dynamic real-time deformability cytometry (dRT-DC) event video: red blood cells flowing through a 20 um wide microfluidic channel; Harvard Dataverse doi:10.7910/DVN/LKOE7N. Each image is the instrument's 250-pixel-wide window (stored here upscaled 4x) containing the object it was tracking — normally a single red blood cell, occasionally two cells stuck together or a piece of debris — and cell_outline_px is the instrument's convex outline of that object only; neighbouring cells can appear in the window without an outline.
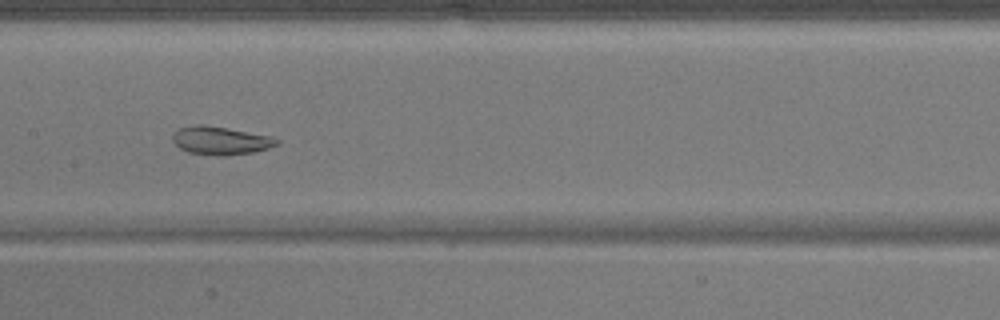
{"species": "common noctule bat (a hibernating species)", "species_latin": "Nyctalus noctula", "temperature_condition": "warm", "stored_images_in_passage": 39, "camera_frame_rate_fps": 3000, "um_per_image_px": 0.085, "animal": {"sex": "male", "body_mass_g": 17.9}, "frame": {"image": 1, "passage_image": 14, "time_ms": 4.333, "image_size_px": [1000, 320], "cell_outline_px": [[280, 144], [268, 148], [252, 152], [224, 156], [216, 156], [188, 152], [180, 148], [172, 140], [172, 136], [180, 128], [196, 124], [204, 124], [272, 136], [280, 140]], "centroid_in_image_um": [18.77, 11.95], "position_along_channel_um": 188.6, "area_um2": 17.11}}
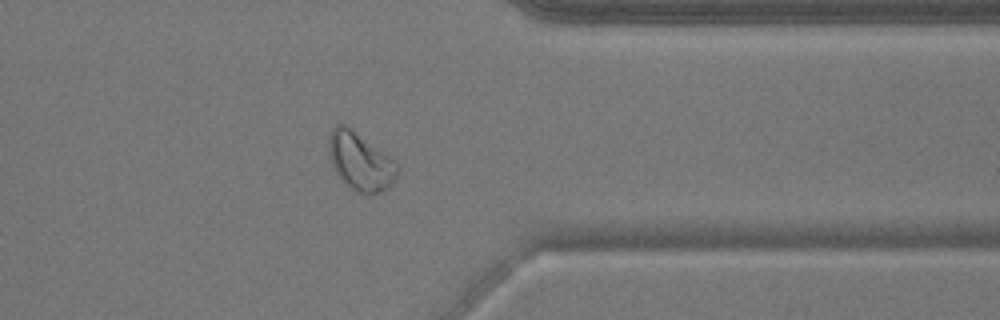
{"frame": {"image": 2, "passage_image": 29, "time_ms": 9.333, "image_size_px": [1000, 320], "cell_outline_px": [[400, 168], [392, 184], [388, 188], [372, 196], [368, 196], [352, 188], [336, 172], [332, 164], [328, 152], [328, 140], [332, 128], [336, 124], [344, 124], [388, 156]], "centroid_in_image_um": [30.62, 13.75], "position_along_channel_um": 380.8, "area_um2": 22.6}}
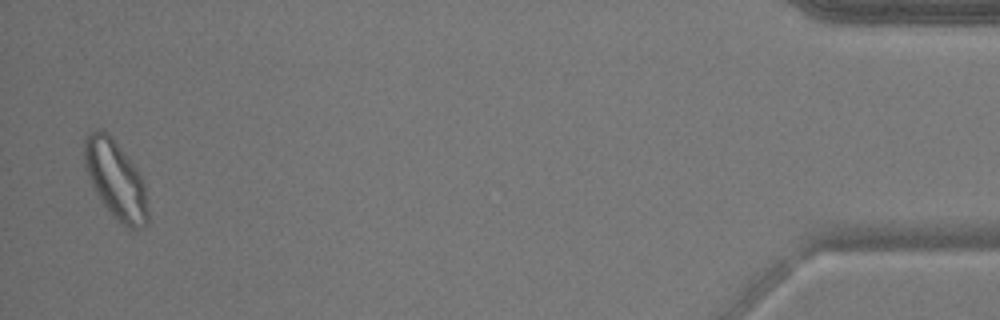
{"frame": {"image": 3, "passage_image": 38, "time_ms": 12.333, "image_size_px": [1000, 320], "cell_outline_px": [[148, 224], [144, 228], [128, 228], [120, 224], [112, 216], [100, 200], [84, 168], [84, 140], [96, 128], [104, 128], [136, 168], [144, 184], [148, 212]], "centroid_in_image_um": [9.82, 15.3], "position_along_channel_um": 425.4, "area_um2": 28.84}}